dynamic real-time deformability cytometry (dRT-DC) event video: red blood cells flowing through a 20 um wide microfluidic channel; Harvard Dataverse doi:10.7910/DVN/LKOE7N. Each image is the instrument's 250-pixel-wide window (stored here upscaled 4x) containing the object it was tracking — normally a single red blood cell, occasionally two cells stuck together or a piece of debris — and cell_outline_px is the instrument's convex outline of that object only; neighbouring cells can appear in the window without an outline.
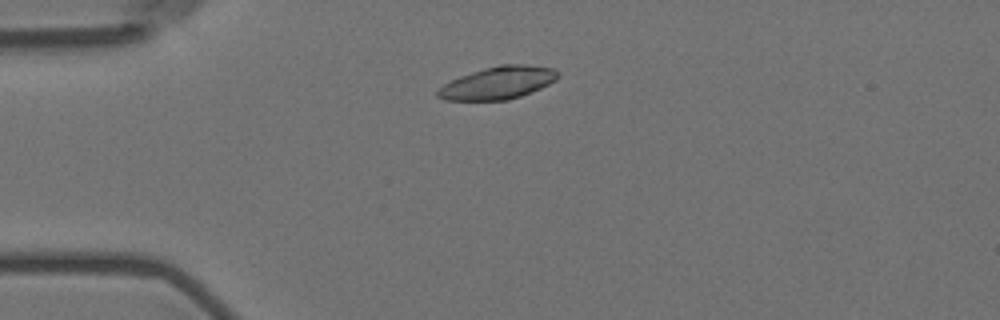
{"species": "Egyptian fruit bat (a non-hibernating species)", "species_latin": "Rousettus aegyptiacus", "temperature_condition": "room temperature", "stored_images_in_passage": 4, "camera_frame_rate_fps": 3000, "um_per_image_px": 0.085, "animal": {"sex": "female"}, "frame": {"image": 1, "passage_image": 3, "time_ms": 0.667, "image_size_px": [1000, 320], "cell_outline_px": [[560, 76], [556, 80], [540, 88], [520, 96], [508, 100], [444, 100], [436, 96], [436, 92], [444, 84], [460, 76], [484, 68], [500, 64], [524, 64], [552, 68], [560, 72]], "centroid_in_image_um": [42.34, 7.04], "position_along_channel_um": 42.7, "area_um2": 22.72}}